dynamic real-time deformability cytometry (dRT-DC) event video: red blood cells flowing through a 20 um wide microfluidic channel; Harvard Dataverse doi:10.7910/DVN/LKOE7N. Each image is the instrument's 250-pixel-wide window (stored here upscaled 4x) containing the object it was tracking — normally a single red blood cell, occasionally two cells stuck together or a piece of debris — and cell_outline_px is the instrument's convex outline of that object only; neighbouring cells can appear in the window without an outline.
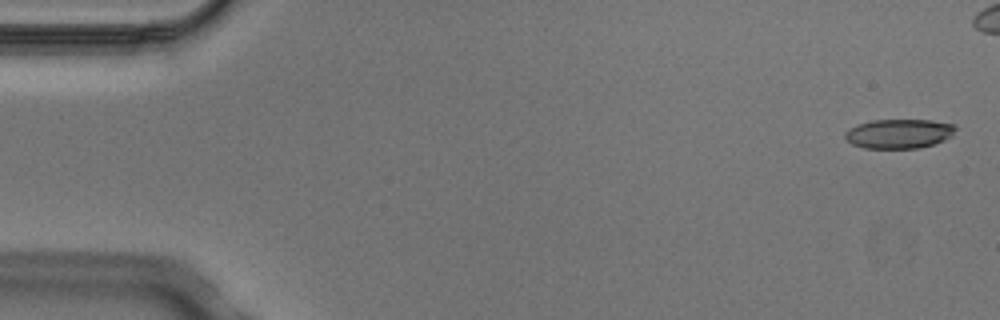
{"species": "Egyptian fruit bat (a non-hibernating species)", "species_latin": "Rousettus aegyptiacus", "temperature_condition": "cold", "stored_images_in_passage": 5, "camera_frame_rate_fps": 3000, "um_per_image_px": 0.085, "animal": {"sex": "male"}, "frame": {"image": 1, "passage_image": 1, "time_ms": 0.0, "image_size_px": [1000, 320], "cell_outline_px": [[956, 128], [952, 136], [944, 140], [920, 148], [864, 148], [852, 144], [844, 140], [844, 132], [848, 128], [872, 120], [932, 120], [956, 124]], "centroid_in_image_um": [76.4, 11.36], "position_along_channel_um": 8.6, "area_um2": 19.07}}
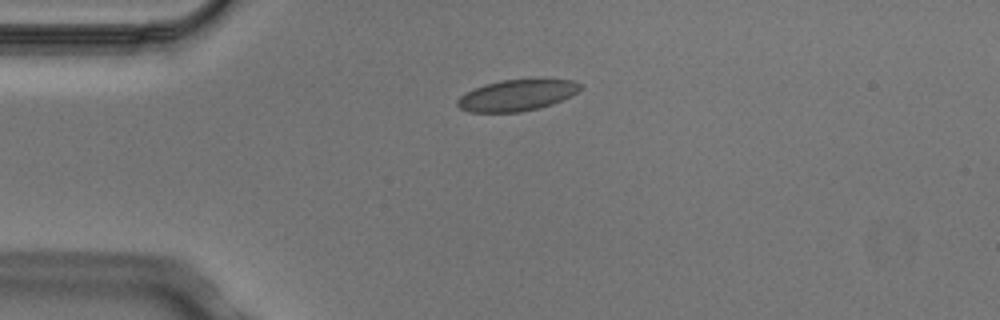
{"frame": {"image": 2, "passage_image": 5, "time_ms": 1.333, "image_size_px": [1000, 320], "cell_outline_px": [[584, 88], [572, 96], [552, 104], [520, 112], [468, 112], [460, 108], [456, 104], [456, 100], [464, 92], [484, 84], [500, 80], [540, 76], [544, 76], [576, 80], [584, 84]], "centroid_in_image_um": [44.04, 8.02], "position_along_channel_um": 41.0, "area_um2": 23.64}}